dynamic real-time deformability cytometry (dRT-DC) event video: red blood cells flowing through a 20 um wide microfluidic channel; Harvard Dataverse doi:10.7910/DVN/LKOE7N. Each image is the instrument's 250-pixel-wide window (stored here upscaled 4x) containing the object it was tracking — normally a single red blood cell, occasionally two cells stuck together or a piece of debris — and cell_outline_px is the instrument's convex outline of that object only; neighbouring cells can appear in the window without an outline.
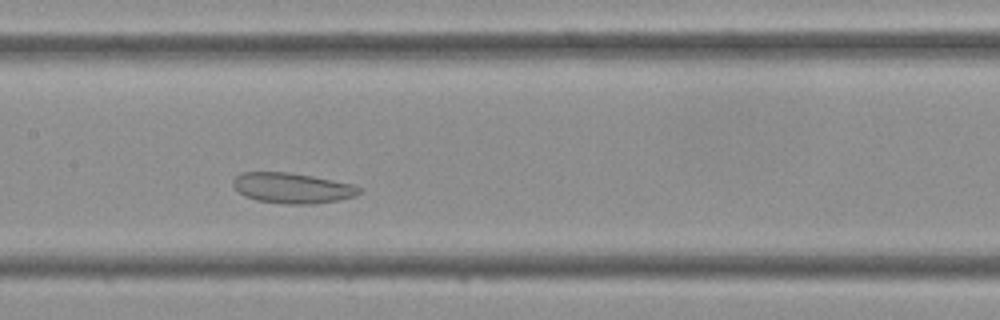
{"species": "Egyptian fruit bat (a non-hibernating species)", "species_latin": "Rousettus aegyptiacus", "temperature_condition": "cold", "stored_images_in_passage": 34, "camera_frame_rate_fps": 3000, "um_per_image_px": 0.085, "frame": {"image": 1, "passage_image": 11, "time_ms": 3.333, "image_size_px": [1000, 320], "cell_outline_px": [[364, 188], [356, 196], [336, 200], [312, 204], [284, 204], [256, 200], [244, 196], [232, 184], [232, 180], [236, 176], [244, 172], [288, 172], [312, 176], [352, 184]], "centroid_in_image_um": [24.84, 15.98], "position_along_channel_um": 182.6, "area_um2": 22.31}}
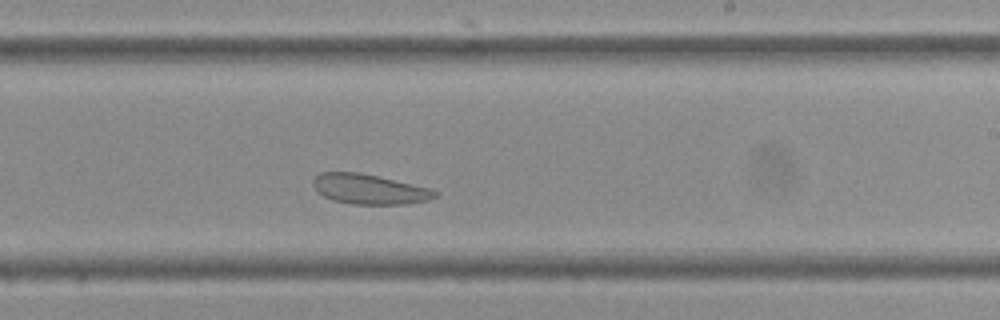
{"frame": {"image": 2, "passage_image": 16, "time_ms": 5.0, "image_size_px": [1000, 320], "cell_outline_px": [[440, 196], [428, 200], [408, 204], [352, 204], [332, 200], [316, 192], [312, 184], [312, 180], [320, 172], [360, 172], [432, 188], [440, 192]], "centroid_in_image_um": [31.43, 16.08], "position_along_channel_um": 257.6, "area_um2": 21.68}}
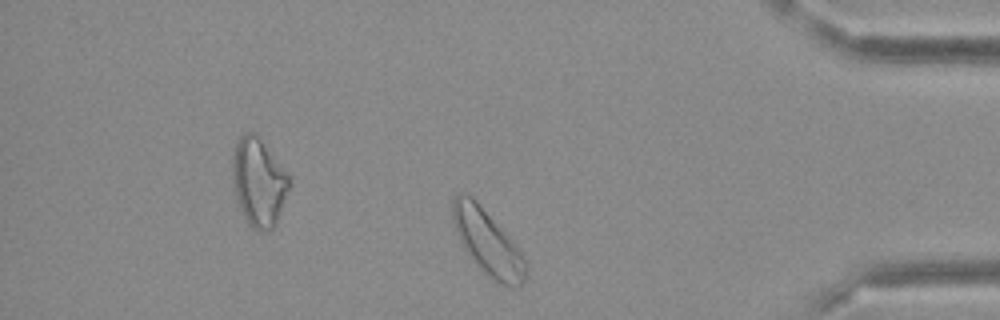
{"frame": {"image": 3, "passage_image": 27, "time_ms": 8.667, "image_size_px": [1000, 320], "cell_outline_px": [[528, 268], [524, 284], [520, 288], [512, 288], [500, 284], [488, 276], [476, 264], [464, 248], [456, 232], [452, 220], [452, 200], [460, 192], [464, 192], [472, 196], [476, 200], [524, 256]], "centroid_in_image_um": [41.46, 20.64], "position_along_channel_um": 393.7, "area_um2": 27.51}}